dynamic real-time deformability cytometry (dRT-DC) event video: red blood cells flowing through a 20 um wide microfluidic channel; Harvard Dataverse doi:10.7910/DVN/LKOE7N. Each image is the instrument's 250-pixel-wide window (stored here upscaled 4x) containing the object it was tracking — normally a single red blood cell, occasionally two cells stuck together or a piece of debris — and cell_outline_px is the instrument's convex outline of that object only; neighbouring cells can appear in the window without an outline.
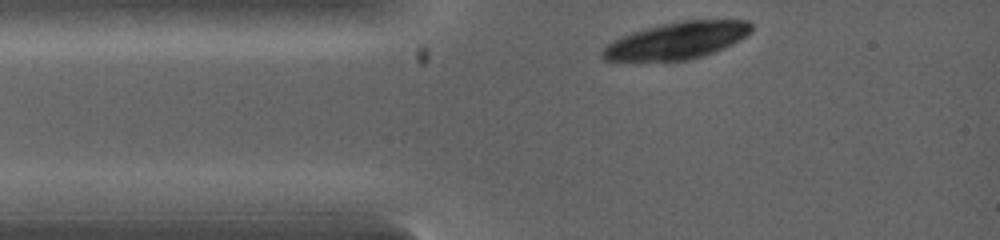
{"species": "common noctule bat (a hibernating species)", "species_latin": "Nyctalus noctula", "temperature_condition": "warm", "stored_images_in_passage": 1, "camera_frame_rate_fps": 5000, "um_per_image_px": 0.085, "animal": {"sex": "female", "body_mass_g": 19.0, "forearm_length_mm": 53.3}, "frame": {"image": 1, "passage_image": 1, "time_ms": 0.0, "image_size_px": [1000, 240], "cell_outline_px": [[752, 28], [744, 36], [704, 56], [688, 60], [608, 60], [604, 56], [604, 48], [612, 40], [620, 36], [644, 28], [660, 24], [680, 20], [744, 20], [752, 24]], "centroid_in_image_um": [57.51, 3.42], "position_along_channel_um": 27.5, "area_um2": 31.21}}